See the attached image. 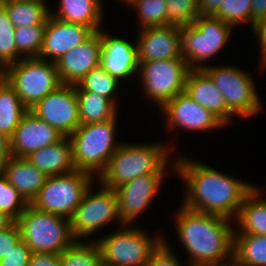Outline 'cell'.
Segmentation results:
<instances>
[{
  "mask_svg": "<svg viewBox=\"0 0 266 266\" xmlns=\"http://www.w3.org/2000/svg\"><path fill=\"white\" fill-rule=\"evenodd\" d=\"M1 172L28 204L36 197L47 178L27 158L21 157L10 156Z\"/></svg>",
  "mask_w": 266,
  "mask_h": 266,
  "instance_id": "cell-22",
  "label": "cell"
},
{
  "mask_svg": "<svg viewBox=\"0 0 266 266\" xmlns=\"http://www.w3.org/2000/svg\"><path fill=\"white\" fill-rule=\"evenodd\" d=\"M94 31L85 25L65 22L49 16L39 59L57 62L65 53L87 40ZM52 58V59H51Z\"/></svg>",
  "mask_w": 266,
  "mask_h": 266,
  "instance_id": "cell-17",
  "label": "cell"
},
{
  "mask_svg": "<svg viewBox=\"0 0 266 266\" xmlns=\"http://www.w3.org/2000/svg\"><path fill=\"white\" fill-rule=\"evenodd\" d=\"M100 30L87 40L65 53L57 62V72L62 84L77 85L100 61Z\"/></svg>",
  "mask_w": 266,
  "mask_h": 266,
  "instance_id": "cell-19",
  "label": "cell"
},
{
  "mask_svg": "<svg viewBox=\"0 0 266 266\" xmlns=\"http://www.w3.org/2000/svg\"><path fill=\"white\" fill-rule=\"evenodd\" d=\"M80 124L103 122L116 115L117 105L109 99L90 91L81 90L76 85Z\"/></svg>",
  "mask_w": 266,
  "mask_h": 266,
  "instance_id": "cell-27",
  "label": "cell"
},
{
  "mask_svg": "<svg viewBox=\"0 0 266 266\" xmlns=\"http://www.w3.org/2000/svg\"><path fill=\"white\" fill-rule=\"evenodd\" d=\"M128 5L137 7L141 28L168 25L165 0H131Z\"/></svg>",
  "mask_w": 266,
  "mask_h": 266,
  "instance_id": "cell-34",
  "label": "cell"
},
{
  "mask_svg": "<svg viewBox=\"0 0 266 266\" xmlns=\"http://www.w3.org/2000/svg\"><path fill=\"white\" fill-rule=\"evenodd\" d=\"M61 266H103L98 244L75 240L59 254Z\"/></svg>",
  "mask_w": 266,
  "mask_h": 266,
  "instance_id": "cell-30",
  "label": "cell"
},
{
  "mask_svg": "<svg viewBox=\"0 0 266 266\" xmlns=\"http://www.w3.org/2000/svg\"><path fill=\"white\" fill-rule=\"evenodd\" d=\"M165 173L138 176L115 188L118 198V213L121 222L127 225L144 212L156 196Z\"/></svg>",
  "mask_w": 266,
  "mask_h": 266,
  "instance_id": "cell-14",
  "label": "cell"
},
{
  "mask_svg": "<svg viewBox=\"0 0 266 266\" xmlns=\"http://www.w3.org/2000/svg\"><path fill=\"white\" fill-rule=\"evenodd\" d=\"M15 222L21 239L32 252L61 254L75 241L70 219L40 211L30 204Z\"/></svg>",
  "mask_w": 266,
  "mask_h": 266,
  "instance_id": "cell-5",
  "label": "cell"
},
{
  "mask_svg": "<svg viewBox=\"0 0 266 266\" xmlns=\"http://www.w3.org/2000/svg\"><path fill=\"white\" fill-rule=\"evenodd\" d=\"M3 78L29 110L62 85L56 63L39 58H21L3 70Z\"/></svg>",
  "mask_w": 266,
  "mask_h": 266,
  "instance_id": "cell-6",
  "label": "cell"
},
{
  "mask_svg": "<svg viewBox=\"0 0 266 266\" xmlns=\"http://www.w3.org/2000/svg\"><path fill=\"white\" fill-rule=\"evenodd\" d=\"M3 78V69L0 67V79Z\"/></svg>",
  "mask_w": 266,
  "mask_h": 266,
  "instance_id": "cell-47",
  "label": "cell"
},
{
  "mask_svg": "<svg viewBox=\"0 0 266 266\" xmlns=\"http://www.w3.org/2000/svg\"><path fill=\"white\" fill-rule=\"evenodd\" d=\"M137 40L139 62L183 59L179 27L167 25L142 28Z\"/></svg>",
  "mask_w": 266,
  "mask_h": 266,
  "instance_id": "cell-18",
  "label": "cell"
},
{
  "mask_svg": "<svg viewBox=\"0 0 266 266\" xmlns=\"http://www.w3.org/2000/svg\"><path fill=\"white\" fill-rule=\"evenodd\" d=\"M255 187L244 199L236 216L238 234H258L266 236V199L259 195ZM261 198V199H260Z\"/></svg>",
  "mask_w": 266,
  "mask_h": 266,
  "instance_id": "cell-25",
  "label": "cell"
},
{
  "mask_svg": "<svg viewBox=\"0 0 266 266\" xmlns=\"http://www.w3.org/2000/svg\"><path fill=\"white\" fill-rule=\"evenodd\" d=\"M176 159L175 171L187 187L184 207L235 219L245 197L255 188L205 164Z\"/></svg>",
  "mask_w": 266,
  "mask_h": 266,
  "instance_id": "cell-1",
  "label": "cell"
},
{
  "mask_svg": "<svg viewBox=\"0 0 266 266\" xmlns=\"http://www.w3.org/2000/svg\"><path fill=\"white\" fill-rule=\"evenodd\" d=\"M163 242L159 247L151 254L149 261L145 266H181L177 257L172 253V249L169 248L168 243Z\"/></svg>",
  "mask_w": 266,
  "mask_h": 266,
  "instance_id": "cell-39",
  "label": "cell"
},
{
  "mask_svg": "<svg viewBox=\"0 0 266 266\" xmlns=\"http://www.w3.org/2000/svg\"><path fill=\"white\" fill-rule=\"evenodd\" d=\"M122 1H125L124 3H129L131 0H122Z\"/></svg>",
  "mask_w": 266,
  "mask_h": 266,
  "instance_id": "cell-48",
  "label": "cell"
},
{
  "mask_svg": "<svg viewBox=\"0 0 266 266\" xmlns=\"http://www.w3.org/2000/svg\"><path fill=\"white\" fill-rule=\"evenodd\" d=\"M28 111L8 82L0 79V133L9 139Z\"/></svg>",
  "mask_w": 266,
  "mask_h": 266,
  "instance_id": "cell-29",
  "label": "cell"
},
{
  "mask_svg": "<svg viewBox=\"0 0 266 266\" xmlns=\"http://www.w3.org/2000/svg\"><path fill=\"white\" fill-rule=\"evenodd\" d=\"M64 136L30 110L9 138L10 156L26 158L32 152L52 145Z\"/></svg>",
  "mask_w": 266,
  "mask_h": 266,
  "instance_id": "cell-16",
  "label": "cell"
},
{
  "mask_svg": "<svg viewBox=\"0 0 266 266\" xmlns=\"http://www.w3.org/2000/svg\"><path fill=\"white\" fill-rule=\"evenodd\" d=\"M251 27H253V31L255 36L260 40L261 47V64L262 68L266 65V19L260 20L254 23Z\"/></svg>",
  "mask_w": 266,
  "mask_h": 266,
  "instance_id": "cell-42",
  "label": "cell"
},
{
  "mask_svg": "<svg viewBox=\"0 0 266 266\" xmlns=\"http://www.w3.org/2000/svg\"><path fill=\"white\" fill-rule=\"evenodd\" d=\"M167 3V24L179 28L194 24L199 17V0H165Z\"/></svg>",
  "mask_w": 266,
  "mask_h": 266,
  "instance_id": "cell-35",
  "label": "cell"
},
{
  "mask_svg": "<svg viewBox=\"0 0 266 266\" xmlns=\"http://www.w3.org/2000/svg\"><path fill=\"white\" fill-rule=\"evenodd\" d=\"M184 91L225 125L230 123L234 114L227 108L223 94L203 69H190Z\"/></svg>",
  "mask_w": 266,
  "mask_h": 266,
  "instance_id": "cell-21",
  "label": "cell"
},
{
  "mask_svg": "<svg viewBox=\"0 0 266 266\" xmlns=\"http://www.w3.org/2000/svg\"><path fill=\"white\" fill-rule=\"evenodd\" d=\"M139 71L146 97L162 107L184 91L190 68L184 59H168L139 62Z\"/></svg>",
  "mask_w": 266,
  "mask_h": 266,
  "instance_id": "cell-10",
  "label": "cell"
},
{
  "mask_svg": "<svg viewBox=\"0 0 266 266\" xmlns=\"http://www.w3.org/2000/svg\"><path fill=\"white\" fill-rule=\"evenodd\" d=\"M29 266H61L59 254L32 252Z\"/></svg>",
  "mask_w": 266,
  "mask_h": 266,
  "instance_id": "cell-41",
  "label": "cell"
},
{
  "mask_svg": "<svg viewBox=\"0 0 266 266\" xmlns=\"http://www.w3.org/2000/svg\"><path fill=\"white\" fill-rule=\"evenodd\" d=\"M179 211L175 224L180 242L190 255L187 266L232 265L235 231L231 219L184 206Z\"/></svg>",
  "mask_w": 266,
  "mask_h": 266,
  "instance_id": "cell-2",
  "label": "cell"
},
{
  "mask_svg": "<svg viewBox=\"0 0 266 266\" xmlns=\"http://www.w3.org/2000/svg\"><path fill=\"white\" fill-rule=\"evenodd\" d=\"M233 266H266V236L234 232Z\"/></svg>",
  "mask_w": 266,
  "mask_h": 266,
  "instance_id": "cell-28",
  "label": "cell"
},
{
  "mask_svg": "<svg viewBox=\"0 0 266 266\" xmlns=\"http://www.w3.org/2000/svg\"><path fill=\"white\" fill-rule=\"evenodd\" d=\"M91 176L93 177L92 174L80 170L47 176L30 205L40 211L70 219L91 185Z\"/></svg>",
  "mask_w": 266,
  "mask_h": 266,
  "instance_id": "cell-7",
  "label": "cell"
},
{
  "mask_svg": "<svg viewBox=\"0 0 266 266\" xmlns=\"http://www.w3.org/2000/svg\"><path fill=\"white\" fill-rule=\"evenodd\" d=\"M21 240L20 231L16 222L5 230L0 231V258H3Z\"/></svg>",
  "mask_w": 266,
  "mask_h": 266,
  "instance_id": "cell-40",
  "label": "cell"
},
{
  "mask_svg": "<svg viewBox=\"0 0 266 266\" xmlns=\"http://www.w3.org/2000/svg\"><path fill=\"white\" fill-rule=\"evenodd\" d=\"M101 50L99 66L118 81L132 76L139 68L137 43L109 37L100 30Z\"/></svg>",
  "mask_w": 266,
  "mask_h": 266,
  "instance_id": "cell-20",
  "label": "cell"
},
{
  "mask_svg": "<svg viewBox=\"0 0 266 266\" xmlns=\"http://www.w3.org/2000/svg\"><path fill=\"white\" fill-rule=\"evenodd\" d=\"M98 239L103 266H145L163 238H150L137 228H124Z\"/></svg>",
  "mask_w": 266,
  "mask_h": 266,
  "instance_id": "cell-9",
  "label": "cell"
},
{
  "mask_svg": "<svg viewBox=\"0 0 266 266\" xmlns=\"http://www.w3.org/2000/svg\"><path fill=\"white\" fill-rule=\"evenodd\" d=\"M10 157L9 139L0 133V172Z\"/></svg>",
  "mask_w": 266,
  "mask_h": 266,
  "instance_id": "cell-45",
  "label": "cell"
},
{
  "mask_svg": "<svg viewBox=\"0 0 266 266\" xmlns=\"http://www.w3.org/2000/svg\"><path fill=\"white\" fill-rule=\"evenodd\" d=\"M167 149L162 144H121L99 174L102 185L115 189L138 176L165 173Z\"/></svg>",
  "mask_w": 266,
  "mask_h": 266,
  "instance_id": "cell-3",
  "label": "cell"
},
{
  "mask_svg": "<svg viewBox=\"0 0 266 266\" xmlns=\"http://www.w3.org/2000/svg\"><path fill=\"white\" fill-rule=\"evenodd\" d=\"M101 187L99 192L92 195L89 193L90 185L70 218V230L75 240L93 234L113 219H118L120 226L123 224L119 218L115 189L102 184Z\"/></svg>",
  "mask_w": 266,
  "mask_h": 266,
  "instance_id": "cell-12",
  "label": "cell"
},
{
  "mask_svg": "<svg viewBox=\"0 0 266 266\" xmlns=\"http://www.w3.org/2000/svg\"><path fill=\"white\" fill-rule=\"evenodd\" d=\"M13 26L46 25L50 16L43 0H0Z\"/></svg>",
  "mask_w": 266,
  "mask_h": 266,
  "instance_id": "cell-26",
  "label": "cell"
},
{
  "mask_svg": "<svg viewBox=\"0 0 266 266\" xmlns=\"http://www.w3.org/2000/svg\"><path fill=\"white\" fill-rule=\"evenodd\" d=\"M251 6L252 0H224L213 15L232 26L251 24Z\"/></svg>",
  "mask_w": 266,
  "mask_h": 266,
  "instance_id": "cell-36",
  "label": "cell"
},
{
  "mask_svg": "<svg viewBox=\"0 0 266 266\" xmlns=\"http://www.w3.org/2000/svg\"><path fill=\"white\" fill-rule=\"evenodd\" d=\"M30 111L64 137H69L81 125L76 85H60L42 98Z\"/></svg>",
  "mask_w": 266,
  "mask_h": 266,
  "instance_id": "cell-13",
  "label": "cell"
},
{
  "mask_svg": "<svg viewBox=\"0 0 266 266\" xmlns=\"http://www.w3.org/2000/svg\"><path fill=\"white\" fill-rule=\"evenodd\" d=\"M120 82L104 71L100 66L93 68L88 74H86L77 84V86L84 91H90L97 93L110 101L115 105L117 104L113 94L117 90ZM113 97V98H112Z\"/></svg>",
  "mask_w": 266,
  "mask_h": 266,
  "instance_id": "cell-32",
  "label": "cell"
},
{
  "mask_svg": "<svg viewBox=\"0 0 266 266\" xmlns=\"http://www.w3.org/2000/svg\"><path fill=\"white\" fill-rule=\"evenodd\" d=\"M69 137L32 152L26 158L46 176L64 175L73 172L72 143Z\"/></svg>",
  "mask_w": 266,
  "mask_h": 266,
  "instance_id": "cell-23",
  "label": "cell"
},
{
  "mask_svg": "<svg viewBox=\"0 0 266 266\" xmlns=\"http://www.w3.org/2000/svg\"><path fill=\"white\" fill-rule=\"evenodd\" d=\"M32 251L21 240L3 258L0 259V266H29Z\"/></svg>",
  "mask_w": 266,
  "mask_h": 266,
  "instance_id": "cell-38",
  "label": "cell"
},
{
  "mask_svg": "<svg viewBox=\"0 0 266 266\" xmlns=\"http://www.w3.org/2000/svg\"><path fill=\"white\" fill-rule=\"evenodd\" d=\"M232 27L214 15H199L193 25L181 28L182 57L187 66L202 69L200 63L214 57L227 43Z\"/></svg>",
  "mask_w": 266,
  "mask_h": 266,
  "instance_id": "cell-8",
  "label": "cell"
},
{
  "mask_svg": "<svg viewBox=\"0 0 266 266\" xmlns=\"http://www.w3.org/2000/svg\"><path fill=\"white\" fill-rule=\"evenodd\" d=\"M116 118L98 123L81 124L69 136L76 170L92 175L97 172L99 176L106 168L109 158L121 146L114 140Z\"/></svg>",
  "mask_w": 266,
  "mask_h": 266,
  "instance_id": "cell-4",
  "label": "cell"
},
{
  "mask_svg": "<svg viewBox=\"0 0 266 266\" xmlns=\"http://www.w3.org/2000/svg\"><path fill=\"white\" fill-rule=\"evenodd\" d=\"M15 27L11 23L5 7L0 3V67H6L18 62L15 44Z\"/></svg>",
  "mask_w": 266,
  "mask_h": 266,
  "instance_id": "cell-33",
  "label": "cell"
},
{
  "mask_svg": "<svg viewBox=\"0 0 266 266\" xmlns=\"http://www.w3.org/2000/svg\"><path fill=\"white\" fill-rule=\"evenodd\" d=\"M167 116L169 131L171 127H181L189 131H206L223 127L225 124L212 112L201 106L185 91L165 103L162 107Z\"/></svg>",
  "mask_w": 266,
  "mask_h": 266,
  "instance_id": "cell-15",
  "label": "cell"
},
{
  "mask_svg": "<svg viewBox=\"0 0 266 266\" xmlns=\"http://www.w3.org/2000/svg\"><path fill=\"white\" fill-rule=\"evenodd\" d=\"M224 0H199L198 10L200 15H213Z\"/></svg>",
  "mask_w": 266,
  "mask_h": 266,
  "instance_id": "cell-44",
  "label": "cell"
},
{
  "mask_svg": "<svg viewBox=\"0 0 266 266\" xmlns=\"http://www.w3.org/2000/svg\"><path fill=\"white\" fill-rule=\"evenodd\" d=\"M100 0H60L59 10L51 16L65 22L82 24L94 32L103 20Z\"/></svg>",
  "mask_w": 266,
  "mask_h": 266,
  "instance_id": "cell-24",
  "label": "cell"
},
{
  "mask_svg": "<svg viewBox=\"0 0 266 266\" xmlns=\"http://www.w3.org/2000/svg\"><path fill=\"white\" fill-rule=\"evenodd\" d=\"M15 221L7 214L0 211V231L10 227Z\"/></svg>",
  "mask_w": 266,
  "mask_h": 266,
  "instance_id": "cell-46",
  "label": "cell"
},
{
  "mask_svg": "<svg viewBox=\"0 0 266 266\" xmlns=\"http://www.w3.org/2000/svg\"><path fill=\"white\" fill-rule=\"evenodd\" d=\"M27 206L25 199L0 172V211L16 221Z\"/></svg>",
  "mask_w": 266,
  "mask_h": 266,
  "instance_id": "cell-37",
  "label": "cell"
},
{
  "mask_svg": "<svg viewBox=\"0 0 266 266\" xmlns=\"http://www.w3.org/2000/svg\"><path fill=\"white\" fill-rule=\"evenodd\" d=\"M263 19H266V0H252L251 26Z\"/></svg>",
  "mask_w": 266,
  "mask_h": 266,
  "instance_id": "cell-43",
  "label": "cell"
},
{
  "mask_svg": "<svg viewBox=\"0 0 266 266\" xmlns=\"http://www.w3.org/2000/svg\"><path fill=\"white\" fill-rule=\"evenodd\" d=\"M202 69L212 78L234 115L246 118L260 111V100L249 73L231 66H203Z\"/></svg>",
  "mask_w": 266,
  "mask_h": 266,
  "instance_id": "cell-11",
  "label": "cell"
},
{
  "mask_svg": "<svg viewBox=\"0 0 266 266\" xmlns=\"http://www.w3.org/2000/svg\"><path fill=\"white\" fill-rule=\"evenodd\" d=\"M45 28L46 25L16 27L14 35L17 56L23 57L24 53V58H38L43 45Z\"/></svg>",
  "mask_w": 266,
  "mask_h": 266,
  "instance_id": "cell-31",
  "label": "cell"
}]
</instances>
